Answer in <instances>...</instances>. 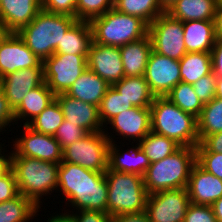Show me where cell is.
<instances>
[{"instance_id": "1", "label": "cell", "mask_w": 222, "mask_h": 222, "mask_svg": "<svg viewBox=\"0 0 222 222\" xmlns=\"http://www.w3.org/2000/svg\"><path fill=\"white\" fill-rule=\"evenodd\" d=\"M59 164L17 156L12 151L11 169L15 174L18 192L41 208V199L44 196L47 199L57 189Z\"/></svg>"}, {"instance_id": "2", "label": "cell", "mask_w": 222, "mask_h": 222, "mask_svg": "<svg viewBox=\"0 0 222 222\" xmlns=\"http://www.w3.org/2000/svg\"><path fill=\"white\" fill-rule=\"evenodd\" d=\"M151 110V131L173 139L181 147L199 144L197 118L182 111L166 96H155Z\"/></svg>"}, {"instance_id": "3", "label": "cell", "mask_w": 222, "mask_h": 222, "mask_svg": "<svg viewBox=\"0 0 222 222\" xmlns=\"http://www.w3.org/2000/svg\"><path fill=\"white\" fill-rule=\"evenodd\" d=\"M77 20L71 15L51 13L41 9L17 34L43 62L55 53L58 43H61L65 33Z\"/></svg>"}, {"instance_id": "4", "label": "cell", "mask_w": 222, "mask_h": 222, "mask_svg": "<svg viewBox=\"0 0 222 222\" xmlns=\"http://www.w3.org/2000/svg\"><path fill=\"white\" fill-rule=\"evenodd\" d=\"M195 163L196 149L193 147H180L172 155L151 163L143 175L147 193L187 188Z\"/></svg>"}, {"instance_id": "5", "label": "cell", "mask_w": 222, "mask_h": 222, "mask_svg": "<svg viewBox=\"0 0 222 222\" xmlns=\"http://www.w3.org/2000/svg\"><path fill=\"white\" fill-rule=\"evenodd\" d=\"M107 213L114 217L145 212L148 193L143 176L107 170Z\"/></svg>"}, {"instance_id": "6", "label": "cell", "mask_w": 222, "mask_h": 222, "mask_svg": "<svg viewBox=\"0 0 222 222\" xmlns=\"http://www.w3.org/2000/svg\"><path fill=\"white\" fill-rule=\"evenodd\" d=\"M93 42L121 47L148 34V25L139 17L121 13L115 8L90 21Z\"/></svg>"}, {"instance_id": "7", "label": "cell", "mask_w": 222, "mask_h": 222, "mask_svg": "<svg viewBox=\"0 0 222 222\" xmlns=\"http://www.w3.org/2000/svg\"><path fill=\"white\" fill-rule=\"evenodd\" d=\"M109 145L110 141L104 131L88 133L63 149L61 162L80 165L95 172H106Z\"/></svg>"}, {"instance_id": "8", "label": "cell", "mask_w": 222, "mask_h": 222, "mask_svg": "<svg viewBox=\"0 0 222 222\" xmlns=\"http://www.w3.org/2000/svg\"><path fill=\"white\" fill-rule=\"evenodd\" d=\"M148 34L152 50L174 60H180L186 53L183 22L169 13L159 15L149 26Z\"/></svg>"}, {"instance_id": "9", "label": "cell", "mask_w": 222, "mask_h": 222, "mask_svg": "<svg viewBox=\"0 0 222 222\" xmlns=\"http://www.w3.org/2000/svg\"><path fill=\"white\" fill-rule=\"evenodd\" d=\"M88 55L53 54L43 61L44 81L55 94L65 93L87 68Z\"/></svg>"}, {"instance_id": "10", "label": "cell", "mask_w": 222, "mask_h": 222, "mask_svg": "<svg viewBox=\"0 0 222 222\" xmlns=\"http://www.w3.org/2000/svg\"><path fill=\"white\" fill-rule=\"evenodd\" d=\"M190 203L187 188L162 190L148 195L145 213L149 222H184Z\"/></svg>"}, {"instance_id": "11", "label": "cell", "mask_w": 222, "mask_h": 222, "mask_svg": "<svg viewBox=\"0 0 222 222\" xmlns=\"http://www.w3.org/2000/svg\"><path fill=\"white\" fill-rule=\"evenodd\" d=\"M23 133L13 143L12 151L17 156L32 157L46 162L61 163L62 148L52 135L34 131L28 125H23ZM17 137V138H16Z\"/></svg>"}, {"instance_id": "12", "label": "cell", "mask_w": 222, "mask_h": 222, "mask_svg": "<svg viewBox=\"0 0 222 222\" xmlns=\"http://www.w3.org/2000/svg\"><path fill=\"white\" fill-rule=\"evenodd\" d=\"M144 78L155 96H167L181 82L179 61L152 50L148 58Z\"/></svg>"}, {"instance_id": "13", "label": "cell", "mask_w": 222, "mask_h": 222, "mask_svg": "<svg viewBox=\"0 0 222 222\" xmlns=\"http://www.w3.org/2000/svg\"><path fill=\"white\" fill-rule=\"evenodd\" d=\"M31 67H43V62L17 33H7L0 42V79L9 73Z\"/></svg>"}, {"instance_id": "14", "label": "cell", "mask_w": 222, "mask_h": 222, "mask_svg": "<svg viewBox=\"0 0 222 222\" xmlns=\"http://www.w3.org/2000/svg\"><path fill=\"white\" fill-rule=\"evenodd\" d=\"M107 125H111V127ZM104 127L106 128L103 131L111 128L112 133L120 136L121 142L122 140L125 141L124 139L126 138L129 143L131 140L132 144H134V142L139 143L151 131L150 107H132L114 116Z\"/></svg>"}, {"instance_id": "15", "label": "cell", "mask_w": 222, "mask_h": 222, "mask_svg": "<svg viewBox=\"0 0 222 222\" xmlns=\"http://www.w3.org/2000/svg\"><path fill=\"white\" fill-rule=\"evenodd\" d=\"M87 68L111 86L125 76L119 47L93 41L87 56Z\"/></svg>"}, {"instance_id": "16", "label": "cell", "mask_w": 222, "mask_h": 222, "mask_svg": "<svg viewBox=\"0 0 222 222\" xmlns=\"http://www.w3.org/2000/svg\"><path fill=\"white\" fill-rule=\"evenodd\" d=\"M108 185L105 172L90 170V175H85V186L74 194L66 203V207H73V211L93 210L107 213Z\"/></svg>"}, {"instance_id": "17", "label": "cell", "mask_w": 222, "mask_h": 222, "mask_svg": "<svg viewBox=\"0 0 222 222\" xmlns=\"http://www.w3.org/2000/svg\"><path fill=\"white\" fill-rule=\"evenodd\" d=\"M44 82L43 67L21 69L0 79L4 96L13 111L28 92Z\"/></svg>"}, {"instance_id": "18", "label": "cell", "mask_w": 222, "mask_h": 222, "mask_svg": "<svg viewBox=\"0 0 222 222\" xmlns=\"http://www.w3.org/2000/svg\"><path fill=\"white\" fill-rule=\"evenodd\" d=\"M104 133L110 141V145L108 148L107 170L136 173L143 176L151 163L149 158L141 149V146L136 143L135 147L133 145L131 148L128 146V149L126 151H123L120 145H117L118 142L113 140L114 138L116 139V137L111 133V131H104Z\"/></svg>"}, {"instance_id": "19", "label": "cell", "mask_w": 222, "mask_h": 222, "mask_svg": "<svg viewBox=\"0 0 222 222\" xmlns=\"http://www.w3.org/2000/svg\"><path fill=\"white\" fill-rule=\"evenodd\" d=\"M55 99L61 107L65 120L85 129L88 133L104 130L99 118L98 106L72 98L65 93L57 94Z\"/></svg>"}, {"instance_id": "20", "label": "cell", "mask_w": 222, "mask_h": 222, "mask_svg": "<svg viewBox=\"0 0 222 222\" xmlns=\"http://www.w3.org/2000/svg\"><path fill=\"white\" fill-rule=\"evenodd\" d=\"M187 191L191 203L212 205L222 197V180L196 162L190 173Z\"/></svg>"}, {"instance_id": "21", "label": "cell", "mask_w": 222, "mask_h": 222, "mask_svg": "<svg viewBox=\"0 0 222 222\" xmlns=\"http://www.w3.org/2000/svg\"><path fill=\"white\" fill-rule=\"evenodd\" d=\"M41 9V0H0V22L8 33H18Z\"/></svg>"}, {"instance_id": "22", "label": "cell", "mask_w": 222, "mask_h": 222, "mask_svg": "<svg viewBox=\"0 0 222 222\" xmlns=\"http://www.w3.org/2000/svg\"><path fill=\"white\" fill-rule=\"evenodd\" d=\"M55 97L56 95L48 88L45 81L40 86L30 90L14 110L15 124L18 125L20 120V127L22 123L28 125L55 100Z\"/></svg>"}, {"instance_id": "23", "label": "cell", "mask_w": 222, "mask_h": 222, "mask_svg": "<svg viewBox=\"0 0 222 222\" xmlns=\"http://www.w3.org/2000/svg\"><path fill=\"white\" fill-rule=\"evenodd\" d=\"M110 86L99 75L86 68L65 94L99 107Z\"/></svg>"}, {"instance_id": "24", "label": "cell", "mask_w": 222, "mask_h": 222, "mask_svg": "<svg viewBox=\"0 0 222 222\" xmlns=\"http://www.w3.org/2000/svg\"><path fill=\"white\" fill-rule=\"evenodd\" d=\"M119 49L125 76H144L148 58L152 51L149 34L137 41L129 42L119 47Z\"/></svg>"}, {"instance_id": "25", "label": "cell", "mask_w": 222, "mask_h": 222, "mask_svg": "<svg viewBox=\"0 0 222 222\" xmlns=\"http://www.w3.org/2000/svg\"><path fill=\"white\" fill-rule=\"evenodd\" d=\"M183 29L187 53L211 52L216 41L213 21H185Z\"/></svg>"}, {"instance_id": "26", "label": "cell", "mask_w": 222, "mask_h": 222, "mask_svg": "<svg viewBox=\"0 0 222 222\" xmlns=\"http://www.w3.org/2000/svg\"><path fill=\"white\" fill-rule=\"evenodd\" d=\"M92 41L90 22L77 20L58 43L54 54L88 55Z\"/></svg>"}, {"instance_id": "27", "label": "cell", "mask_w": 222, "mask_h": 222, "mask_svg": "<svg viewBox=\"0 0 222 222\" xmlns=\"http://www.w3.org/2000/svg\"><path fill=\"white\" fill-rule=\"evenodd\" d=\"M217 0H178L166 12L182 22L213 21Z\"/></svg>"}, {"instance_id": "28", "label": "cell", "mask_w": 222, "mask_h": 222, "mask_svg": "<svg viewBox=\"0 0 222 222\" xmlns=\"http://www.w3.org/2000/svg\"><path fill=\"white\" fill-rule=\"evenodd\" d=\"M112 86L134 107H150L155 98L144 76H124Z\"/></svg>"}, {"instance_id": "29", "label": "cell", "mask_w": 222, "mask_h": 222, "mask_svg": "<svg viewBox=\"0 0 222 222\" xmlns=\"http://www.w3.org/2000/svg\"><path fill=\"white\" fill-rule=\"evenodd\" d=\"M85 175H90V170L80 165L61 162L58 169L57 191L66 203L85 186ZM60 189V190H59Z\"/></svg>"}, {"instance_id": "30", "label": "cell", "mask_w": 222, "mask_h": 222, "mask_svg": "<svg viewBox=\"0 0 222 222\" xmlns=\"http://www.w3.org/2000/svg\"><path fill=\"white\" fill-rule=\"evenodd\" d=\"M41 208L31 199L18 194L11 200L0 203V222L33 221Z\"/></svg>"}, {"instance_id": "31", "label": "cell", "mask_w": 222, "mask_h": 222, "mask_svg": "<svg viewBox=\"0 0 222 222\" xmlns=\"http://www.w3.org/2000/svg\"><path fill=\"white\" fill-rule=\"evenodd\" d=\"M181 82L194 84L202 76L212 73L211 53L188 52L180 60Z\"/></svg>"}, {"instance_id": "32", "label": "cell", "mask_w": 222, "mask_h": 222, "mask_svg": "<svg viewBox=\"0 0 222 222\" xmlns=\"http://www.w3.org/2000/svg\"><path fill=\"white\" fill-rule=\"evenodd\" d=\"M113 8L121 13L139 17L148 26L165 12L159 0H114Z\"/></svg>"}, {"instance_id": "33", "label": "cell", "mask_w": 222, "mask_h": 222, "mask_svg": "<svg viewBox=\"0 0 222 222\" xmlns=\"http://www.w3.org/2000/svg\"><path fill=\"white\" fill-rule=\"evenodd\" d=\"M199 143L208 135L222 132V99L213 98L204 104L197 118Z\"/></svg>"}, {"instance_id": "34", "label": "cell", "mask_w": 222, "mask_h": 222, "mask_svg": "<svg viewBox=\"0 0 222 222\" xmlns=\"http://www.w3.org/2000/svg\"><path fill=\"white\" fill-rule=\"evenodd\" d=\"M150 163H154L172 155L181 146L173 139L150 131L139 143Z\"/></svg>"}, {"instance_id": "35", "label": "cell", "mask_w": 222, "mask_h": 222, "mask_svg": "<svg viewBox=\"0 0 222 222\" xmlns=\"http://www.w3.org/2000/svg\"><path fill=\"white\" fill-rule=\"evenodd\" d=\"M182 111L198 118L204 104L196 95L193 85L179 82L166 96Z\"/></svg>"}, {"instance_id": "36", "label": "cell", "mask_w": 222, "mask_h": 222, "mask_svg": "<svg viewBox=\"0 0 222 222\" xmlns=\"http://www.w3.org/2000/svg\"><path fill=\"white\" fill-rule=\"evenodd\" d=\"M64 119L61 107L55 99L28 126L36 132L54 136Z\"/></svg>"}, {"instance_id": "37", "label": "cell", "mask_w": 222, "mask_h": 222, "mask_svg": "<svg viewBox=\"0 0 222 222\" xmlns=\"http://www.w3.org/2000/svg\"><path fill=\"white\" fill-rule=\"evenodd\" d=\"M134 107L123 95H120L117 90L110 86L101 100L98 107L99 118L105 126V124L114 116L120 114L123 111H127Z\"/></svg>"}, {"instance_id": "38", "label": "cell", "mask_w": 222, "mask_h": 222, "mask_svg": "<svg viewBox=\"0 0 222 222\" xmlns=\"http://www.w3.org/2000/svg\"><path fill=\"white\" fill-rule=\"evenodd\" d=\"M114 0H77L76 18L90 22L112 9Z\"/></svg>"}, {"instance_id": "39", "label": "cell", "mask_w": 222, "mask_h": 222, "mask_svg": "<svg viewBox=\"0 0 222 222\" xmlns=\"http://www.w3.org/2000/svg\"><path fill=\"white\" fill-rule=\"evenodd\" d=\"M88 132L78 125L69 123L64 119L62 124L57 129L54 137L56 141L60 144L62 150L72 143L80 140L82 137L86 136Z\"/></svg>"}, {"instance_id": "40", "label": "cell", "mask_w": 222, "mask_h": 222, "mask_svg": "<svg viewBox=\"0 0 222 222\" xmlns=\"http://www.w3.org/2000/svg\"><path fill=\"white\" fill-rule=\"evenodd\" d=\"M196 162L204 170L222 180V153L196 152Z\"/></svg>"}, {"instance_id": "41", "label": "cell", "mask_w": 222, "mask_h": 222, "mask_svg": "<svg viewBox=\"0 0 222 222\" xmlns=\"http://www.w3.org/2000/svg\"><path fill=\"white\" fill-rule=\"evenodd\" d=\"M217 78L214 73L202 76L193 84L194 91L203 104L208 103L216 95Z\"/></svg>"}, {"instance_id": "42", "label": "cell", "mask_w": 222, "mask_h": 222, "mask_svg": "<svg viewBox=\"0 0 222 222\" xmlns=\"http://www.w3.org/2000/svg\"><path fill=\"white\" fill-rule=\"evenodd\" d=\"M184 222H217L211 205L190 203Z\"/></svg>"}, {"instance_id": "43", "label": "cell", "mask_w": 222, "mask_h": 222, "mask_svg": "<svg viewBox=\"0 0 222 222\" xmlns=\"http://www.w3.org/2000/svg\"><path fill=\"white\" fill-rule=\"evenodd\" d=\"M77 0H41L42 9L51 13L76 17Z\"/></svg>"}, {"instance_id": "44", "label": "cell", "mask_w": 222, "mask_h": 222, "mask_svg": "<svg viewBox=\"0 0 222 222\" xmlns=\"http://www.w3.org/2000/svg\"><path fill=\"white\" fill-rule=\"evenodd\" d=\"M19 194L15 174L10 169L0 177V203L13 199Z\"/></svg>"}, {"instance_id": "45", "label": "cell", "mask_w": 222, "mask_h": 222, "mask_svg": "<svg viewBox=\"0 0 222 222\" xmlns=\"http://www.w3.org/2000/svg\"><path fill=\"white\" fill-rule=\"evenodd\" d=\"M63 209L72 217L74 222H112V216L101 211L79 210L76 212Z\"/></svg>"}, {"instance_id": "46", "label": "cell", "mask_w": 222, "mask_h": 222, "mask_svg": "<svg viewBox=\"0 0 222 222\" xmlns=\"http://www.w3.org/2000/svg\"><path fill=\"white\" fill-rule=\"evenodd\" d=\"M15 122L14 119V111L10 107L7 99L4 96L3 88L0 83V133L7 128V126L10 128Z\"/></svg>"}, {"instance_id": "47", "label": "cell", "mask_w": 222, "mask_h": 222, "mask_svg": "<svg viewBox=\"0 0 222 222\" xmlns=\"http://www.w3.org/2000/svg\"><path fill=\"white\" fill-rule=\"evenodd\" d=\"M195 149L196 152L222 153V132L206 136Z\"/></svg>"}, {"instance_id": "48", "label": "cell", "mask_w": 222, "mask_h": 222, "mask_svg": "<svg viewBox=\"0 0 222 222\" xmlns=\"http://www.w3.org/2000/svg\"><path fill=\"white\" fill-rule=\"evenodd\" d=\"M212 72L216 78L222 77V38H216L211 50Z\"/></svg>"}, {"instance_id": "49", "label": "cell", "mask_w": 222, "mask_h": 222, "mask_svg": "<svg viewBox=\"0 0 222 222\" xmlns=\"http://www.w3.org/2000/svg\"><path fill=\"white\" fill-rule=\"evenodd\" d=\"M112 222H149L145 212L112 217Z\"/></svg>"}, {"instance_id": "50", "label": "cell", "mask_w": 222, "mask_h": 222, "mask_svg": "<svg viewBox=\"0 0 222 222\" xmlns=\"http://www.w3.org/2000/svg\"><path fill=\"white\" fill-rule=\"evenodd\" d=\"M2 146L6 147V146H4V143L0 144V177L5 175L11 169V157H12V147L10 149L11 152H9V153L7 152L5 154V152H4L5 149H3Z\"/></svg>"}, {"instance_id": "51", "label": "cell", "mask_w": 222, "mask_h": 222, "mask_svg": "<svg viewBox=\"0 0 222 222\" xmlns=\"http://www.w3.org/2000/svg\"><path fill=\"white\" fill-rule=\"evenodd\" d=\"M213 24L216 38H222V7L217 6Z\"/></svg>"}, {"instance_id": "52", "label": "cell", "mask_w": 222, "mask_h": 222, "mask_svg": "<svg viewBox=\"0 0 222 222\" xmlns=\"http://www.w3.org/2000/svg\"><path fill=\"white\" fill-rule=\"evenodd\" d=\"M54 213L53 215H50L51 217L48 216V220H46L47 222H74L72 217L67 213L64 212L62 214Z\"/></svg>"}, {"instance_id": "53", "label": "cell", "mask_w": 222, "mask_h": 222, "mask_svg": "<svg viewBox=\"0 0 222 222\" xmlns=\"http://www.w3.org/2000/svg\"><path fill=\"white\" fill-rule=\"evenodd\" d=\"M211 206L217 222H222V197L217 199Z\"/></svg>"}, {"instance_id": "54", "label": "cell", "mask_w": 222, "mask_h": 222, "mask_svg": "<svg viewBox=\"0 0 222 222\" xmlns=\"http://www.w3.org/2000/svg\"><path fill=\"white\" fill-rule=\"evenodd\" d=\"M178 0H159L162 9L166 12Z\"/></svg>"}, {"instance_id": "55", "label": "cell", "mask_w": 222, "mask_h": 222, "mask_svg": "<svg viewBox=\"0 0 222 222\" xmlns=\"http://www.w3.org/2000/svg\"><path fill=\"white\" fill-rule=\"evenodd\" d=\"M215 97L222 99V77L217 78L216 81V95Z\"/></svg>"}, {"instance_id": "56", "label": "cell", "mask_w": 222, "mask_h": 222, "mask_svg": "<svg viewBox=\"0 0 222 222\" xmlns=\"http://www.w3.org/2000/svg\"><path fill=\"white\" fill-rule=\"evenodd\" d=\"M7 30L5 26L0 22V42L7 35Z\"/></svg>"}, {"instance_id": "57", "label": "cell", "mask_w": 222, "mask_h": 222, "mask_svg": "<svg viewBox=\"0 0 222 222\" xmlns=\"http://www.w3.org/2000/svg\"><path fill=\"white\" fill-rule=\"evenodd\" d=\"M217 6L222 7V0H217Z\"/></svg>"}]
</instances>
